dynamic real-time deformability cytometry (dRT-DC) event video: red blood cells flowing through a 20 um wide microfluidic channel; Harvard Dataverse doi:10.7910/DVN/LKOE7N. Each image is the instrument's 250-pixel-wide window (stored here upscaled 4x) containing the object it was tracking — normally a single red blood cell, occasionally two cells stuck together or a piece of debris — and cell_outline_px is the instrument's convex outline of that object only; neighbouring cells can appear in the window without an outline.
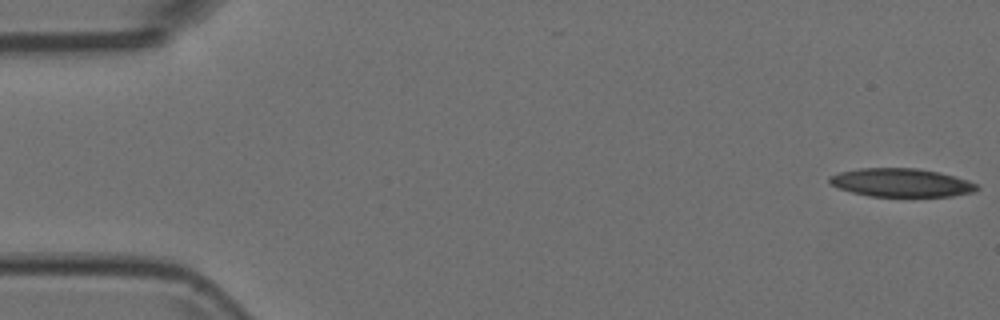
{"species": "Egyptian fruit bat (a non-hibernating species)", "species_latin": "Rousettus aegyptiacus", "temperature_condition": "room temperature", "stored_images_in_passage": 5, "camera_frame_rate_fps": 3000, "um_per_image_px": 0.085, "animal": {"sex": "female"}, "frame": {"image": 1, "passage_image": 1, "time_ms": 0.0, "image_size_px": [1000, 320], "cell_outline_px": [[980, 188], [972, 192], [952, 196], [868, 196], [852, 192], [840, 188], [832, 184], [828, 180], [828, 176], [840, 172], [860, 168], [916, 168], [940, 172], [968, 180], [976, 184]], "centroid_in_image_um": [76.61, 15.52], "position_along_channel_um": 8.4, "area_um2": 24.28}}
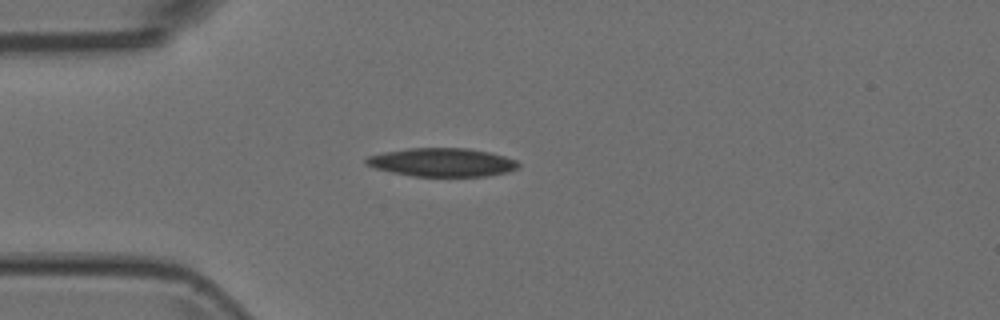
{"frame": {"image": 2, "passage_image": 5, "time_ms": 1.333, "image_size_px": [1000, 320], "cell_outline_px": [[520, 168], [508, 172], [488, 176], [412, 176], [372, 168], [364, 164], [364, 160], [368, 156], [384, 152], [408, 148], [468, 148], [488, 152], [504, 156], [516, 160], [520, 164]], "centroid_in_image_um": [37.57, 13.8], "position_along_channel_um": 47.4, "area_um2": 25.43}}